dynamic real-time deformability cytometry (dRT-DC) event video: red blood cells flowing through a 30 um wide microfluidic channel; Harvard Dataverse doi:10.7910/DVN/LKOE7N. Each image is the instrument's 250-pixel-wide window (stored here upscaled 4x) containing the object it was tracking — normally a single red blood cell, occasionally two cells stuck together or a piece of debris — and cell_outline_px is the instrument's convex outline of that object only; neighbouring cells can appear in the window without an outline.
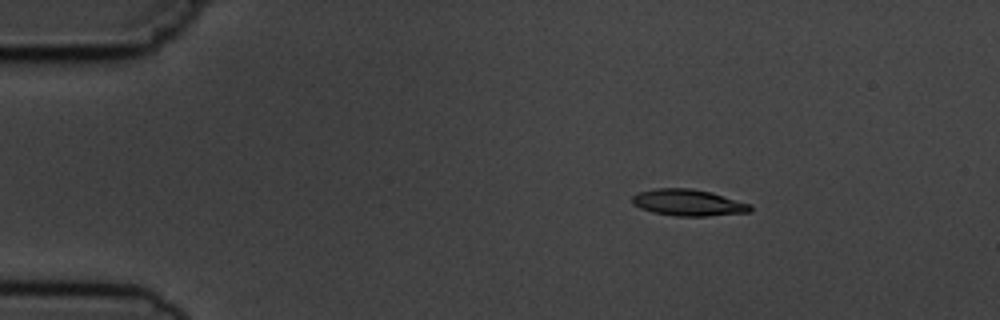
{"species": "common noctule bat (a hibernating species)", "species_latin": "Nyctalus noctula", "temperature_condition": "cold", "stored_images_in_passage": 5, "camera_frame_rate_fps": 3000, "um_per_image_px": 0.085, "animal": {"sex": "male", "body_mass_g": 19.5, "forearm_length_mm": 54.6}, "frame": {"image": 1, "passage_image": 3, "time_ms": 2.333, "image_size_px": [1000, 320], "cell_outline_px": [[752, 208], [748, 212], [708, 216], [676, 216], [652, 212], [640, 208], [632, 204], [632, 196], [636, 192], [656, 188], [692, 188], [712, 192], [752, 204]], "centroid_in_image_um": [58.48, 17.21], "position_along_channel_um": 26.5, "area_um2": 18.44}}